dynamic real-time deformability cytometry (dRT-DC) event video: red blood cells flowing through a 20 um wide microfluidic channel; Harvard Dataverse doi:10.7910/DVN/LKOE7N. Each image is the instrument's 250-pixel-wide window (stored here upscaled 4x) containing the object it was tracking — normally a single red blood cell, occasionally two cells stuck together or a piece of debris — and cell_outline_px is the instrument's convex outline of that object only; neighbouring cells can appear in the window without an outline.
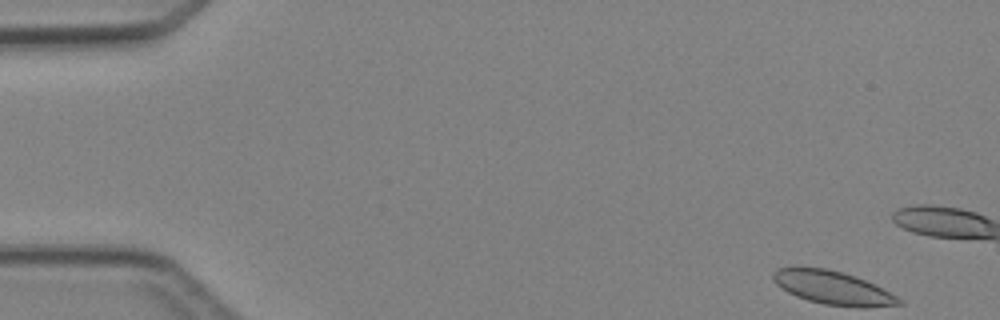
{"species": "Egyptian fruit bat (a non-hibernating species)", "species_latin": "Rousettus aegyptiacus", "temperature_condition": "cold", "stored_images_in_passage": 5, "camera_frame_rate_fps": 3000, "um_per_image_px": 0.085, "animal": {"sex": "female"}, "frame": {"image": 1, "passage_image": 1, "time_ms": 0.0, "image_size_px": [1000, 320], "cell_outline_px": [[904, 304], [824, 304], [808, 300], [796, 296], [788, 292], [776, 284], [772, 280], [772, 272], [776, 268], [828, 268], [856, 276], [904, 300]], "centroid_in_image_um": [70.65, 24.4], "position_along_channel_um": 14.3, "area_um2": 23.18}}
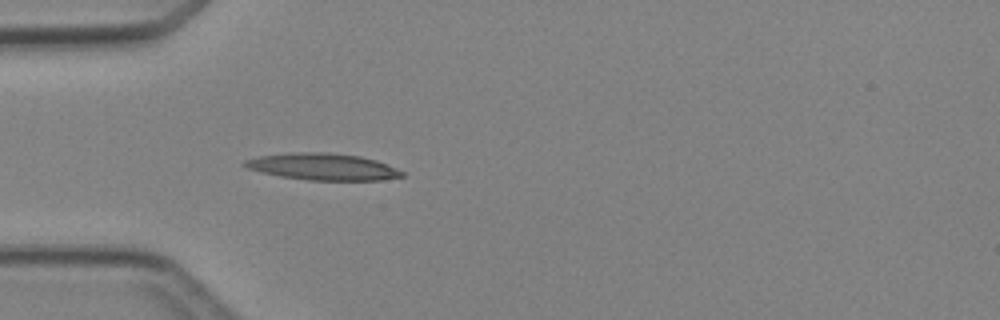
{"frame": {"image": 2, "passage_image": 5, "time_ms": 5.0, "image_size_px": [1000, 320], "cell_outline_px": [[404, 176], [380, 180], [308, 180], [280, 176], [260, 172], [248, 168], [240, 164], [244, 160], [256, 156], [296, 152], [328, 152], [360, 156], [376, 160], [404, 172]], "centroid_in_image_um": [27.38, 14.16], "position_along_channel_um": 57.6, "area_um2": 24.51}}